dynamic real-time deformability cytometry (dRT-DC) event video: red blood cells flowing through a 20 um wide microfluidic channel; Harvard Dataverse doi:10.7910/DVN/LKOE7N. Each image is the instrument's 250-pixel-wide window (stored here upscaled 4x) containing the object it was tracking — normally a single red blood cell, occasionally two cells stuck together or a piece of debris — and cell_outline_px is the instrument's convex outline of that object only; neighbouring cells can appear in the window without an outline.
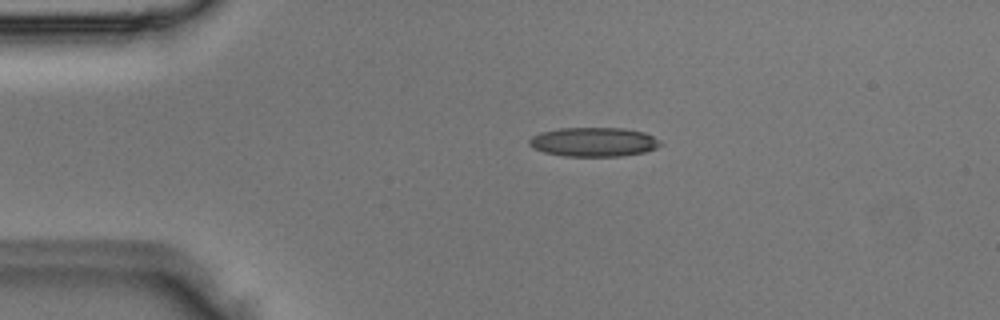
{"species": "Egyptian fruit bat (a non-hibernating species)", "species_latin": "Rousettus aegyptiacus", "temperature_condition": "room temperature", "stored_images_in_passage": 3, "camera_frame_rate_fps": 3000, "um_per_image_px": 0.085, "animal": {"sex": "male"}, "frame": {"image": 1, "passage_image": 2, "time_ms": 0.333, "image_size_px": [1000, 320], "cell_outline_px": [[664, 144], [656, 148], [644, 152], [620, 156], [564, 156], [544, 152], [532, 148], [528, 144], [528, 140], [532, 136], [540, 132], [560, 128], [624, 128], [644, 132], [660, 140]], "centroid_in_image_um": [50.45, 12.06], "position_along_channel_um": 34.5, "area_um2": 22.43}}